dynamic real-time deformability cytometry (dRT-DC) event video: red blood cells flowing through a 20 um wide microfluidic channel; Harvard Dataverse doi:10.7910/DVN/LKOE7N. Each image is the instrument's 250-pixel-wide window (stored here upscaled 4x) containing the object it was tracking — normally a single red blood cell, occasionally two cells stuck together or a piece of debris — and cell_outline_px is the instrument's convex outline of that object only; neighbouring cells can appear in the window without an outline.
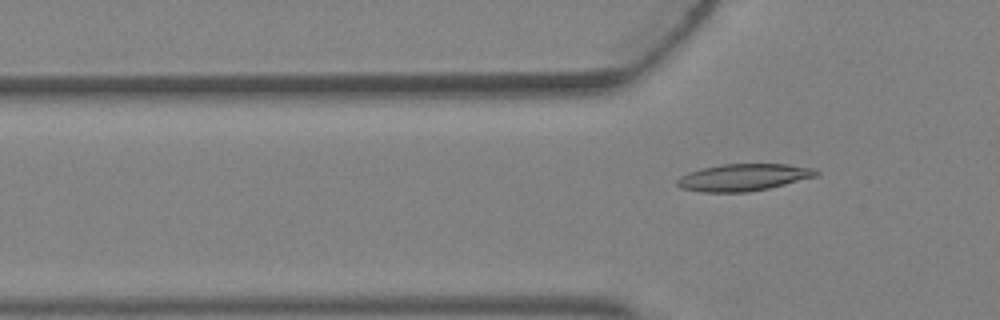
{"species": "Egyptian fruit bat (a non-hibernating species)", "species_latin": "Rousettus aegyptiacus", "temperature_condition": "warm", "stored_images_in_passage": 4, "camera_frame_rate_fps": 3000, "um_per_image_px": 0.085, "animal": {"sex": "female"}, "frame": {"image": 1, "passage_image": 4, "time_ms": 1.0, "image_size_px": [1000, 320], "cell_outline_px": [[820, 172], [816, 176], [768, 188], [748, 192], [700, 192], [680, 188], [676, 184], [676, 180], [680, 176], [688, 172], [720, 164], [788, 164], [816, 168]], "centroid_in_image_um": [63.17, 15.07], "position_along_channel_um": 62.6, "area_um2": 21.91}}